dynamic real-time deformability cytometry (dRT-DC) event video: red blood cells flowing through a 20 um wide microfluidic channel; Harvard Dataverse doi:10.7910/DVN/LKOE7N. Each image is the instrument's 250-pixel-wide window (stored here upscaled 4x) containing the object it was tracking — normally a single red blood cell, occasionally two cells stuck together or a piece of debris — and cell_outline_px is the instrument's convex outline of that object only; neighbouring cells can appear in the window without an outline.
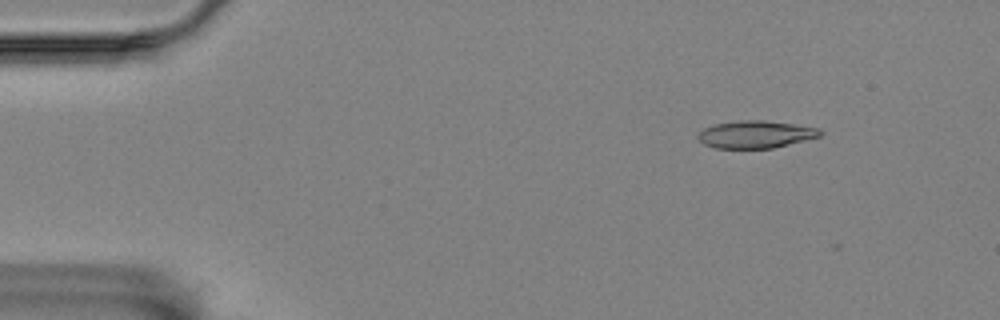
{"species": "Egyptian fruit bat (a non-hibernating species)", "species_latin": "Rousettus aegyptiacus", "temperature_condition": "room temperature", "stored_images_in_passage": 6, "camera_frame_rate_fps": 3000, "um_per_image_px": 0.085, "animal": {"sex": "female"}, "frame": {"image": 1, "passage_image": 3, "time_ms": 2.0, "image_size_px": [1000, 320], "cell_outline_px": [[824, 132], [820, 136], [772, 148], [716, 148], [704, 144], [696, 136], [704, 128], [716, 124], [740, 120], [764, 120], [820, 128]], "centroid_in_image_um": [64.23, 11.42], "position_along_channel_um": 20.8, "area_um2": 19.31}}